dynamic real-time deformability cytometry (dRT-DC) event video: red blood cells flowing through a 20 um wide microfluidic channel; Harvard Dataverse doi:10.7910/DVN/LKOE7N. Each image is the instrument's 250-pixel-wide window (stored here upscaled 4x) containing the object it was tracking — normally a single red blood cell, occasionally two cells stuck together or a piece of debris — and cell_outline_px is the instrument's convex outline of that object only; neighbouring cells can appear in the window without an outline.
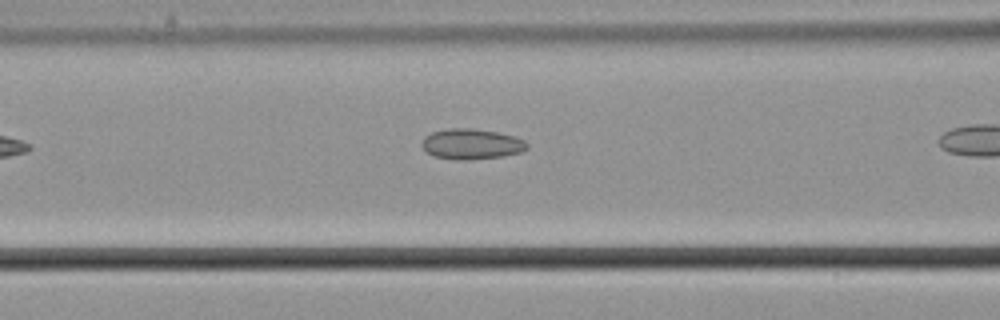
{"species": "common noctule bat (a hibernating species)", "species_latin": "Nyctalus noctula", "temperature_condition": "cold", "stored_images_in_passage": 4, "camera_frame_rate_fps": 3000, "um_per_image_px": 0.085, "animal": {"sex": "male", "body_mass_g": 21.5, "forearm_length_mm": 52.0}, "frame": {"image": 1, "passage_image": 3, "time_ms": 0.667, "image_size_px": [1000, 320], "cell_outline_px": [[528, 148], [520, 152], [504, 156], [468, 160], [456, 160], [436, 156], [428, 152], [420, 144], [424, 136], [432, 132], [448, 128], [472, 128], [496, 132], [516, 136], [524, 140], [528, 144]], "centroid_in_image_um": [40.08, 12.24], "position_along_channel_um": 126.5, "area_um2": 18.73}}